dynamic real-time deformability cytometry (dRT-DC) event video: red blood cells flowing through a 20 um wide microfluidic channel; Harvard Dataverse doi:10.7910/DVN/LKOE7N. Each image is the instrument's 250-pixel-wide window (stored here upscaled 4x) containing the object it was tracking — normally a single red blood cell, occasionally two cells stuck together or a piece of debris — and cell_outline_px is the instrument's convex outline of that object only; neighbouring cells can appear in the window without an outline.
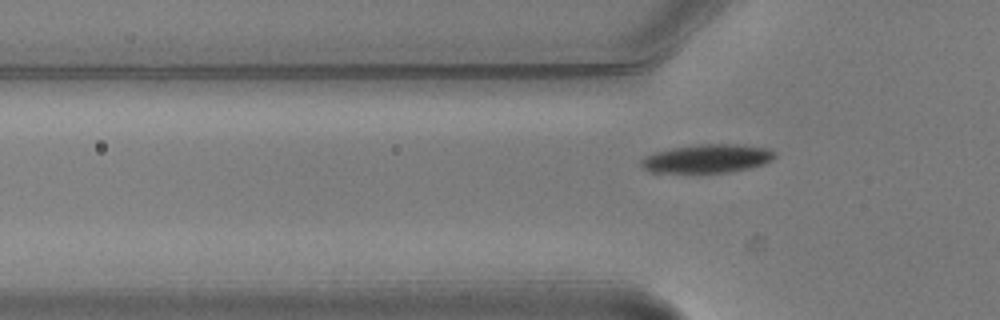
{"species": "common noctule bat (a hibernating species)", "species_latin": "Nyctalus noctula", "temperature_condition": "warm", "stored_images_in_passage": 7, "segment_of_instrument_passage": [2, 2], "camera_frame_rate_fps": 3000, "um_per_image_px": 0.085, "animal": {"sex": "male", "body_mass_g": 20.5, "forearm_length_mm": 52.5}, "frame": {"image": 1, "passage_image": 7, "time_ms": 2.0, "image_size_px": [1000, 320], "cell_outline_px": [[776, 156], [772, 160], [764, 164], [732, 172], [652, 172], [644, 168], [640, 164], [640, 160], [644, 156], [656, 152], [672, 148], [700, 144], [744, 144], [768, 148], [776, 152]], "centroid_in_image_um": [60.16, 13.47], "position_along_channel_um": 65.6, "area_um2": 22.25}}